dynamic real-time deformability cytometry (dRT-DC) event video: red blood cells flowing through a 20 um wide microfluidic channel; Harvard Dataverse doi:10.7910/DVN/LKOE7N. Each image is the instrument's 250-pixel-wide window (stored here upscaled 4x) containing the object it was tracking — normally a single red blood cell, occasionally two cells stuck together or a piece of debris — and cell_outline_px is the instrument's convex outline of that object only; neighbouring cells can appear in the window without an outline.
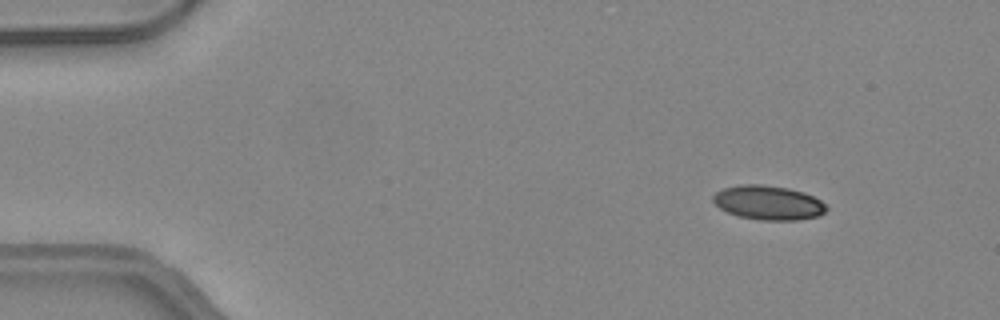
{"species": "common noctule bat (a hibernating species)", "species_latin": "Nyctalus noctula", "temperature_condition": "warm", "stored_images_in_passage": 49, "camera_frame_rate_fps": 3000, "um_per_image_px": 0.085, "animal": {"sex": "female", "body_mass_g": 24.6, "forearm_length_mm": 56.2}, "frame": {"image": 1, "passage_image": 6, "time_ms": 1.667, "image_size_px": [1000, 320], "cell_outline_px": [[828, 208], [820, 216], [800, 220], [760, 220], [736, 216], [720, 208], [712, 200], [712, 196], [716, 192], [724, 188], [740, 184], [760, 184], [788, 188], [804, 192], [820, 200]], "centroid_in_image_um": [65.3, 17.23], "position_along_channel_um": 19.7, "area_um2": 22.72}}
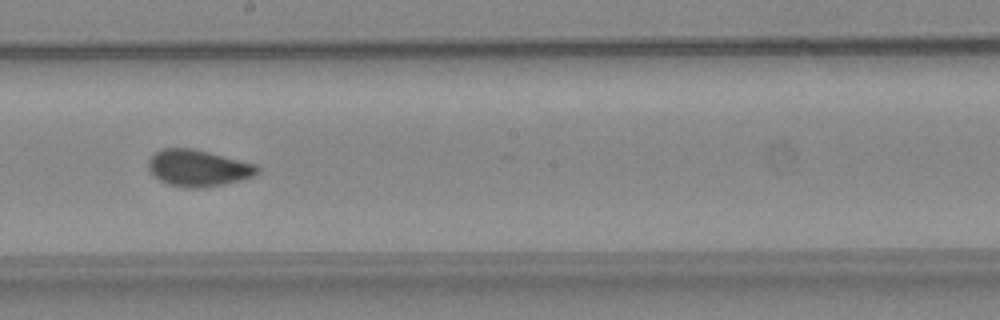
{"frame": {"image": 2, "passage_image": 28, "time_ms": 9.0, "image_size_px": [1000, 320], "cell_outline_px": [[260, 172], [252, 176], [240, 180], [224, 184], [204, 188], [184, 188], [168, 184], [160, 180], [148, 168], [148, 160], [156, 152], [164, 148], [192, 148], [256, 164], [260, 168]], "centroid_in_image_um": [16.85, 14.29], "position_along_channel_um": 231.3, "area_um2": 23.12}}
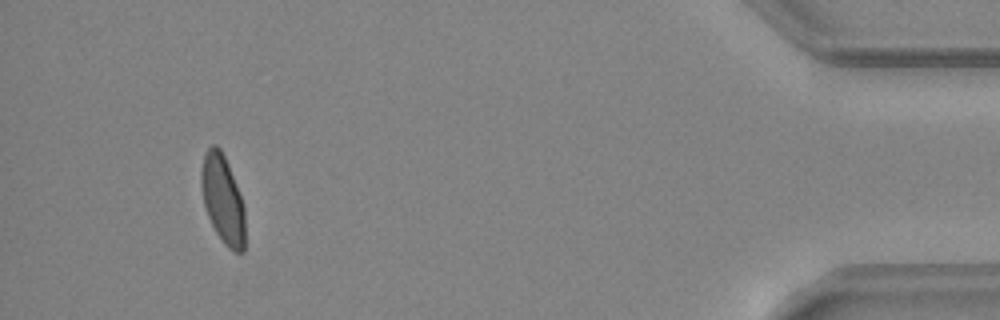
{"frame": {"image": 3, "passage_image": 46, "time_ms": 15.0, "image_size_px": [1000, 320], "cell_outline_px": [[244, 252], [232, 252], [224, 244], [216, 232], [208, 216], [204, 204], [200, 184], [200, 172], [204, 152], [212, 144], [216, 144], [220, 148], [228, 164], [244, 204]], "centroid_in_image_um": [18.92, 16.92], "position_along_channel_um": 416.3, "area_um2": 22.66}, "authors_computed_cell_mechanics": {"area_um2": 22.831, "velocity_mm_per_s": 4.2441, "shape_relaxation_time_tau1_ms": null, "shape_relaxation_time_tau2_ms": 0.8671, "deformation_change_tau1": null, "deformation_change_tau2": 0.0505}}